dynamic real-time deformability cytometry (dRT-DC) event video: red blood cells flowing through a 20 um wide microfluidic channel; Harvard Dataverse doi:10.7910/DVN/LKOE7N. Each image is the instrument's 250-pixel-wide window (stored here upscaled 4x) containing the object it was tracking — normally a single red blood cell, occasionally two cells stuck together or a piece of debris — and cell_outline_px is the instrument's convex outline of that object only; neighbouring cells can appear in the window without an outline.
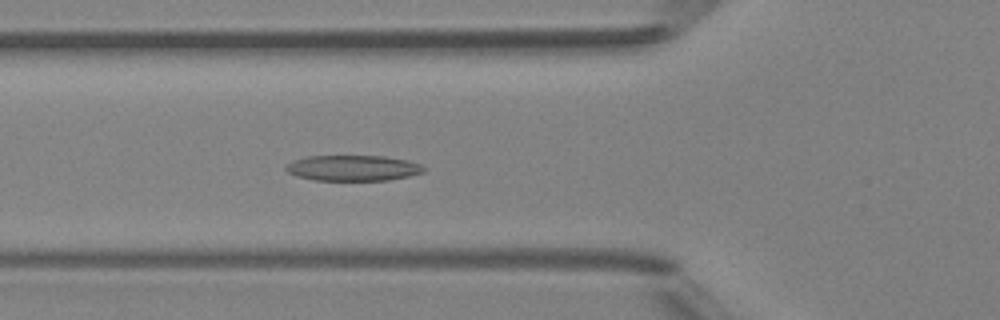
{"species": "Egyptian fruit bat (a non-hibernating species)", "species_latin": "Rousettus aegyptiacus", "temperature_condition": "room temperature", "stored_images_in_passage": 30, "camera_frame_rate_fps": 3000, "um_per_image_px": 0.085, "animal": {"sex": "female"}, "frame": {"image": 1, "passage_image": 10, "time_ms": 3.0, "image_size_px": [1000, 320], "cell_outline_px": [[428, 168], [424, 172], [408, 176], [388, 180], [316, 180], [296, 176], [288, 172], [284, 168], [292, 160], [304, 156], [384, 156], [408, 160], [420, 164]], "centroid_in_image_um": [30.01, 14.27], "position_along_channel_um": 95.8, "area_um2": 20.69}}
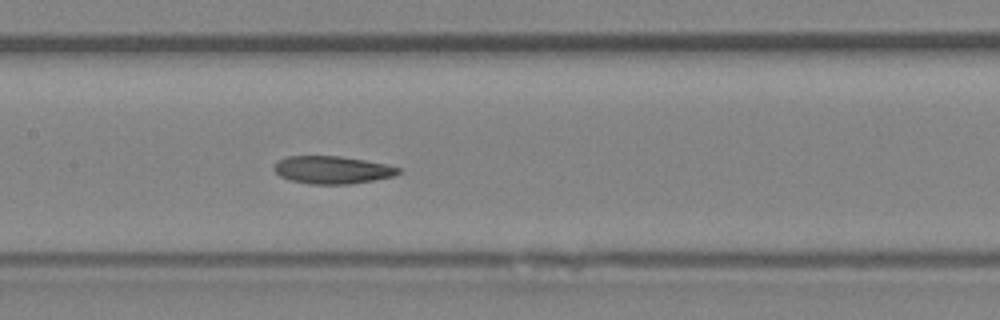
{"frame": {"image": 2, "passage_image": 16, "time_ms": 5.0, "image_size_px": [1000, 320], "cell_outline_px": [[400, 172], [392, 176], [352, 184], [308, 184], [292, 180], [280, 176], [272, 168], [280, 160], [288, 156], [340, 156], [388, 164], [400, 168]], "centroid_in_image_um": [28.25, 14.44], "position_along_channel_um": 179.2, "area_um2": 19.88}}
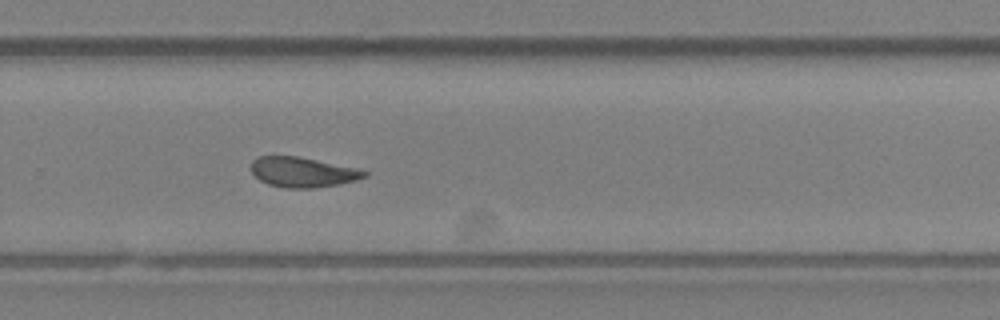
{"frame": {"image": 3, "passage_image": 25, "time_ms": 8.0, "image_size_px": [1000, 320], "cell_outline_px": [[368, 176], [356, 180], [340, 184], [316, 188], [284, 188], [268, 184], [260, 180], [252, 172], [252, 160], [256, 156], [296, 156], [356, 168], [368, 172]], "centroid_in_image_um": [25.72, 14.64], "position_along_channel_um": 304.1, "area_um2": 19.77}, "authors_computed_cell_mechanics": {"area_um2": 20.1722, "velocity_mm_per_s": 4.1665, "shape_relaxation_time_tau1_ms": 5.7398, "shape_relaxation_time_tau2_ms": 3.804, "deformation_change_tau1": 0.1629, "deformation_change_tau2": 0.1297}}